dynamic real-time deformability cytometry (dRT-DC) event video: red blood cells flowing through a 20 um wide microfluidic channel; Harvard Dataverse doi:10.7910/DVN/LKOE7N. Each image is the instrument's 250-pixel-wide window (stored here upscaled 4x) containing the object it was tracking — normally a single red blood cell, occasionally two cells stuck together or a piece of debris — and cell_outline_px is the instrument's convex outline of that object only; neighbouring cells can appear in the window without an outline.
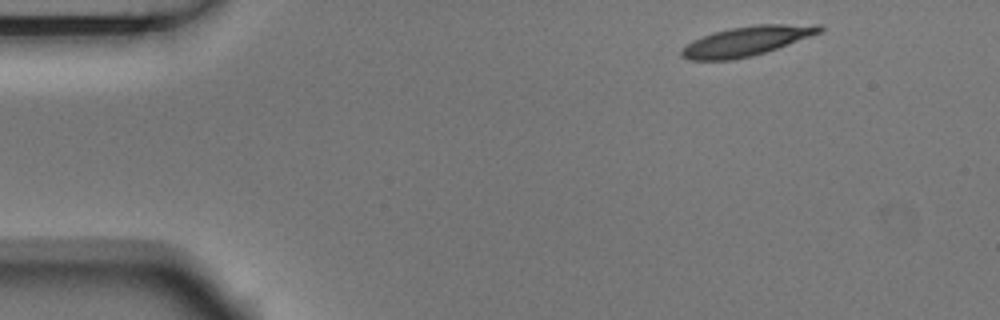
{"species": "Egyptian fruit bat (a non-hibernating species)", "species_latin": "Rousettus aegyptiacus", "temperature_condition": "room temperature", "stored_images_in_passage": 5, "camera_frame_rate_fps": 3000, "um_per_image_px": 0.085, "animal": {"sex": "male"}, "frame": {"image": 1, "passage_image": 1, "time_ms": 0.0, "image_size_px": [1000, 320], "cell_outline_px": [[824, 28], [820, 32], [788, 44], [752, 56], [732, 60], [692, 60], [680, 56], [680, 52], [692, 40], [712, 32], [728, 28], [756, 24], [820, 24]], "centroid_in_image_um": [63.44, 3.48], "position_along_channel_um": 21.6, "area_um2": 23.64}}
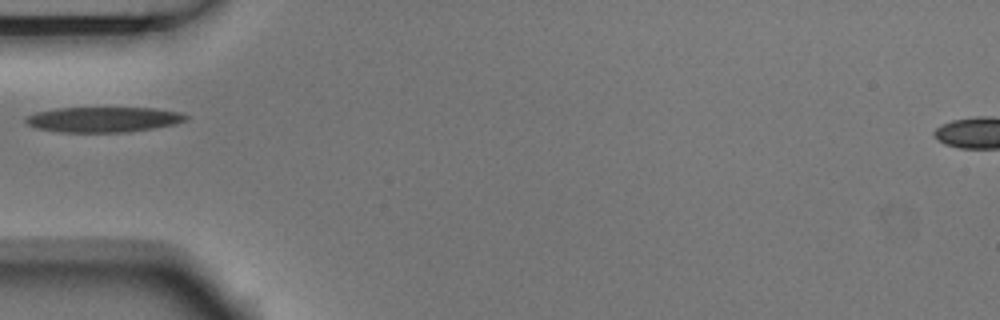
{"frame": {"image": 2, "passage_image": 4, "time_ms": 1.0, "image_size_px": [1000, 320], "cell_outline_px": [[188, 120], [176, 124], [128, 132], [60, 132], [36, 128], [28, 124], [24, 120], [24, 116], [36, 112], [56, 108], [156, 108], [180, 112], [188, 116]], "centroid_in_image_um": [8.79, 10.15], "position_along_channel_um": 76.2, "area_um2": 23.7}}
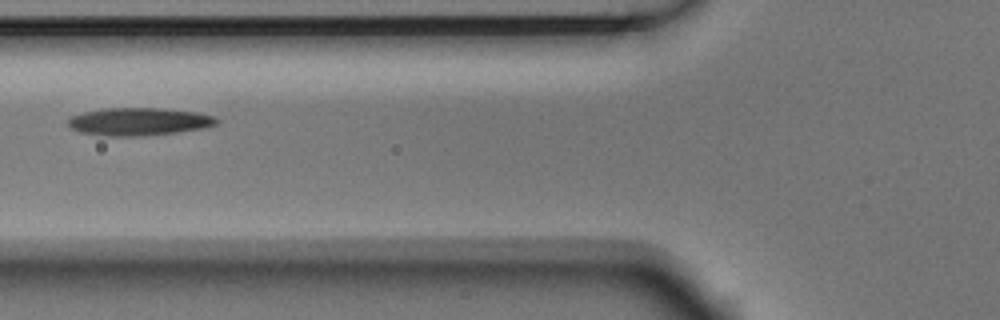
{"frame": {"image": 3, "passage_image": 5, "time_ms": 1.333, "image_size_px": [1000, 320], "cell_outline_px": [[220, 120], [216, 124], [208, 128], [144, 136], [104, 136], [80, 132], [68, 128], [68, 120], [72, 116], [84, 112], [104, 108], [160, 108], [196, 112], [216, 116]], "centroid_in_image_um": [11.83, 10.34], "position_along_channel_um": 114.0, "area_um2": 24.28}}